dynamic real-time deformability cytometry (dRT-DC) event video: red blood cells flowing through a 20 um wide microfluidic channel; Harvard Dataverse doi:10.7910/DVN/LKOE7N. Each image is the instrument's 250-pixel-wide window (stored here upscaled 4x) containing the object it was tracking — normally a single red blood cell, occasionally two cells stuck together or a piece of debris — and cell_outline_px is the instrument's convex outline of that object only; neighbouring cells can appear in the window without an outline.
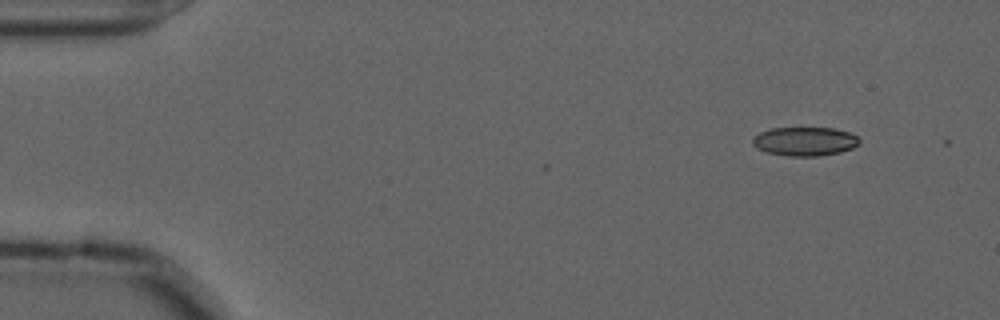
{"species": "common noctule bat (a hibernating species)", "species_latin": "Nyctalus noctula", "temperature_condition": "cold", "stored_images_in_passage": 6, "camera_frame_rate_fps": 3000, "um_per_image_px": 0.085, "animal": {"sex": "male", "forearm_length_mm": 52.5}, "frame": {"image": 1, "passage_image": 1, "time_ms": 0.0, "image_size_px": [1000, 320], "cell_outline_px": [[860, 144], [852, 148], [840, 152], [816, 156], [788, 156], [768, 152], [756, 148], [752, 144], [752, 136], [760, 132], [772, 128], [832, 128], [852, 132], [860, 140]], "centroid_in_image_um": [68.41, 12.01], "position_along_channel_um": 16.6, "area_um2": 18.03}}